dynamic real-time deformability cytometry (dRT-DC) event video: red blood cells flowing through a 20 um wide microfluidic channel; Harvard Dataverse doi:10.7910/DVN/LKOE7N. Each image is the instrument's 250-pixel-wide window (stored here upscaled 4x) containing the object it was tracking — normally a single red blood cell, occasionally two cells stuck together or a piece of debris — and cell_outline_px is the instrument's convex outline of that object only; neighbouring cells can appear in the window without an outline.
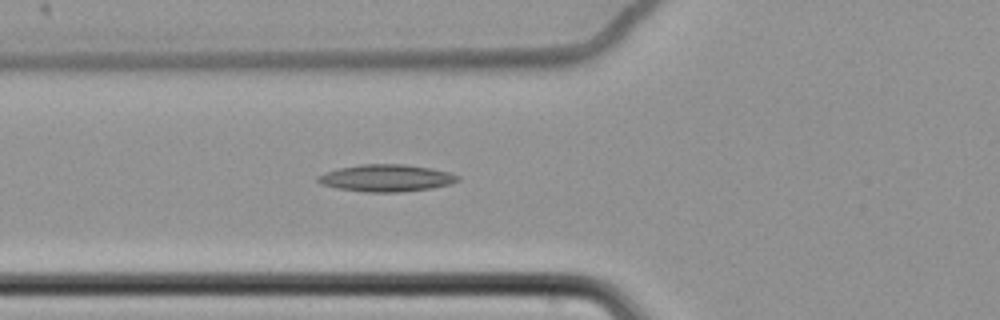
{"species": "common noctule bat (a hibernating species)", "species_latin": "Nyctalus noctula", "temperature_condition": "cold", "stored_images_in_passage": 40, "camera_frame_rate_fps": 3000, "um_per_image_px": 0.085, "animal": {"sex": "female", "body_mass_g": 22.7, "forearm_length_mm": 54.2}, "frame": {"image": 1, "passage_image": 3, "time_ms": 0.667, "image_size_px": [1000, 320], "cell_outline_px": [[460, 180], [448, 184], [432, 188], [400, 192], [364, 192], [336, 188], [320, 184], [316, 180], [316, 176], [324, 172], [336, 168], [360, 164], [404, 164], [428, 168], [448, 172], [460, 176]], "centroid_in_image_um": [32.76, 15.13], "position_along_channel_um": 93.0, "area_um2": 22.2}}
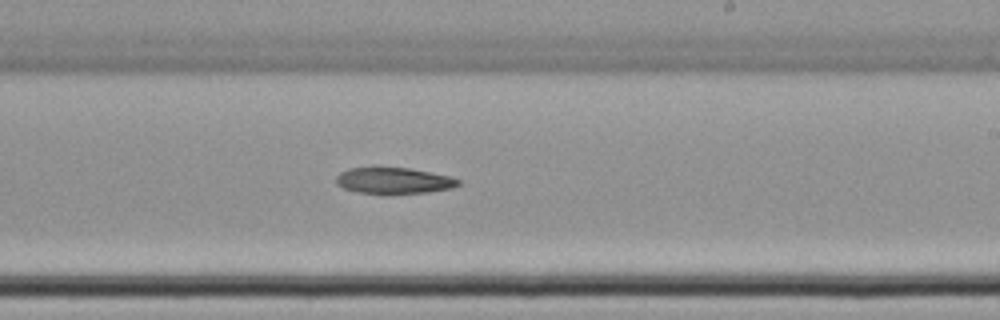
{"frame": {"image": 2, "passage_image": 17, "time_ms": 5.333, "image_size_px": [1000, 320], "cell_outline_px": [[460, 184], [452, 188], [428, 192], [388, 196], [360, 192], [344, 188], [336, 184], [336, 176], [340, 172], [348, 168], [376, 164], [408, 168], [448, 176], [460, 180]], "centroid_in_image_um": [33.39, 15.34], "position_along_channel_um": 255.6, "area_um2": 19.77}}
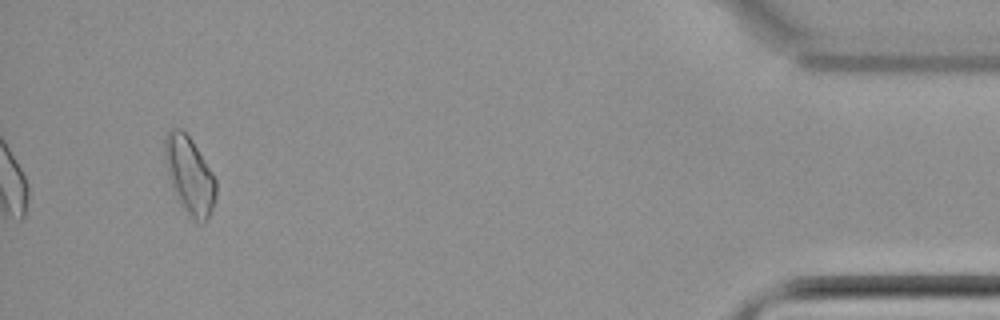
{"frame": {"image": 3, "passage_image": 37, "time_ms": 12.0, "image_size_px": [1000, 320], "cell_outline_px": [[216, 200], [204, 224], [200, 224], [180, 204], [176, 196], [168, 172], [164, 156], [164, 136], [172, 128], [180, 128], [192, 140], [212, 172], [216, 180]], "centroid_in_image_um": [16.12, 14.88], "position_along_channel_um": 419.1, "area_um2": 22.66}}